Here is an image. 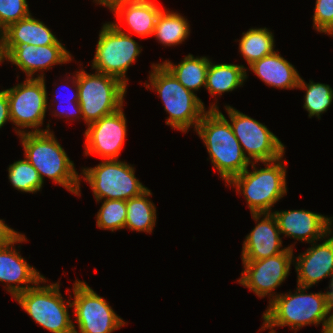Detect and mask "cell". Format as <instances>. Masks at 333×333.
I'll return each mask as SVG.
<instances>
[{
	"label": "cell",
	"instance_id": "cell-1",
	"mask_svg": "<svg viewBox=\"0 0 333 333\" xmlns=\"http://www.w3.org/2000/svg\"><path fill=\"white\" fill-rule=\"evenodd\" d=\"M306 289L309 287L297 285L294 294H275L276 297L269 302L267 310L263 313L261 331L270 329L269 333H276L274 327L283 326L297 331L305 325L322 323L321 333H328L331 315L328 312L327 293L320 291L306 294Z\"/></svg>",
	"mask_w": 333,
	"mask_h": 333
},
{
	"label": "cell",
	"instance_id": "cell-2",
	"mask_svg": "<svg viewBox=\"0 0 333 333\" xmlns=\"http://www.w3.org/2000/svg\"><path fill=\"white\" fill-rule=\"evenodd\" d=\"M218 107L216 103L209 107L198 123L196 132L207 148L213 169L228 183L246 170L251 162L244 155L230 122Z\"/></svg>",
	"mask_w": 333,
	"mask_h": 333
},
{
	"label": "cell",
	"instance_id": "cell-3",
	"mask_svg": "<svg viewBox=\"0 0 333 333\" xmlns=\"http://www.w3.org/2000/svg\"><path fill=\"white\" fill-rule=\"evenodd\" d=\"M25 158L35 167L44 183V176L80 195V176L53 131L19 134Z\"/></svg>",
	"mask_w": 333,
	"mask_h": 333
},
{
	"label": "cell",
	"instance_id": "cell-4",
	"mask_svg": "<svg viewBox=\"0 0 333 333\" xmlns=\"http://www.w3.org/2000/svg\"><path fill=\"white\" fill-rule=\"evenodd\" d=\"M152 69L149 83L152 90L159 94L164 109L169 114L166 124L184 133L191 126L196 130L206 112L204 103L194 92L186 89L162 63H153Z\"/></svg>",
	"mask_w": 333,
	"mask_h": 333
},
{
	"label": "cell",
	"instance_id": "cell-5",
	"mask_svg": "<svg viewBox=\"0 0 333 333\" xmlns=\"http://www.w3.org/2000/svg\"><path fill=\"white\" fill-rule=\"evenodd\" d=\"M282 158L261 162L266 167L260 169L255 165L258 162H251L252 172L247 168L227 183L244 195L251 214L271 213V207L287 193L286 166Z\"/></svg>",
	"mask_w": 333,
	"mask_h": 333
},
{
	"label": "cell",
	"instance_id": "cell-6",
	"mask_svg": "<svg viewBox=\"0 0 333 333\" xmlns=\"http://www.w3.org/2000/svg\"><path fill=\"white\" fill-rule=\"evenodd\" d=\"M77 71L79 105L87 126L122 108L126 87L120 79L97 72Z\"/></svg>",
	"mask_w": 333,
	"mask_h": 333
},
{
	"label": "cell",
	"instance_id": "cell-7",
	"mask_svg": "<svg viewBox=\"0 0 333 333\" xmlns=\"http://www.w3.org/2000/svg\"><path fill=\"white\" fill-rule=\"evenodd\" d=\"M47 282L44 277L40 282L14 299L28 315L41 327L52 333H74L73 321L70 319L68 307H72L71 299L64 301L59 290V283L40 286ZM67 303V304H65Z\"/></svg>",
	"mask_w": 333,
	"mask_h": 333
},
{
	"label": "cell",
	"instance_id": "cell-8",
	"mask_svg": "<svg viewBox=\"0 0 333 333\" xmlns=\"http://www.w3.org/2000/svg\"><path fill=\"white\" fill-rule=\"evenodd\" d=\"M135 168L118 159L102 160L95 167L83 168L81 175L89 183L96 201L124 200L140 196L148 188L135 177Z\"/></svg>",
	"mask_w": 333,
	"mask_h": 333
},
{
	"label": "cell",
	"instance_id": "cell-9",
	"mask_svg": "<svg viewBox=\"0 0 333 333\" xmlns=\"http://www.w3.org/2000/svg\"><path fill=\"white\" fill-rule=\"evenodd\" d=\"M115 22L103 24L96 45L92 69L128 83L126 72L136 61L142 47Z\"/></svg>",
	"mask_w": 333,
	"mask_h": 333
},
{
	"label": "cell",
	"instance_id": "cell-10",
	"mask_svg": "<svg viewBox=\"0 0 333 333\" xmlns=\"http://www.w3.org/2000/svg\"><path fill=\"white\" fill-rule=\"evenodd\" d=\"M44 73L35 78H26L23 83L5 89L9 100L10 119L18 130L17 135L27 132L25 128H33V132H45L50 130L40 129L45 118L48 106V95L45 85ZM25 130V131H24Z\"/></svg>",
	"mask_w": 333,
	"mask_h": 333
},
{
	"label": "cell",
	"instance_id": "cell-11",
	"mask_svg": "<svg viewBox=\"0 0 333 333\" xmlns=\"http://www.w3.org/2000/svg\"><path fill=\"white\" fill-rule=\"evenodd\" d=\"M225 109L234 135L250 162L274 161L284 156L285 146L265 125L229 105Z\"/></svg>",
	"mask_w": 333,
	"mask_h": 333
},
{
	"label": "cell",
	"instance_id": "cell-12",
	"mask_svg": "<svg viewBox=\"0 0 333 333\" xmlns=\"http://www.w3.org/2000/svg\"><path fill=\"white\" fill-rule=\"evenodd\" d=\"M75 321L80 333H112L125 325L108 302L89 287L86 282L76 280L73 285ZM74 333H79L73 323Z\"/></svg>",
	"mask_w": 333,
	"mask_h": 333
},
{
	"label": "cell",
	"instance_id": "cell-13",
	"mask_svg": "<svg viewBox=\"0 0 333 333\" xmlns=\"http://www.w3.org/2000/svg\"><path fill=\"white\" fill-rule=\"evenodd\" d=\"M293 246L275 256L261 260H242L243 271L237 280L242 286L253 291L259 298L270 296L273 300L274 290L285 281L290 272L293 259ZM272 297V298H271Z\"/></svg>",
	"mask_w": 333,
	"mask_h": 333
},
{
	"label": "cell",
	"instance_id": "cell-14",
	"mask_svg": "<svg viewBox=\"0 0 333 333\" xmlns=\"http://www.w3.org/2000/svg\"><path fill=\"white\" fill-rule=\"evenodd\" d=\"M123 107L88 125L85 130V155L96 154L103 160L118 159L126 138Z\"/></svg>",
	"mask_w": 333,
	"mask_h": 333
},
{
	"label": "cell",
	"instance_id": "cell-15",
	"mask_svg": "<svg viewBox=\"0 0 333 333\" xmlns=\"http://www.w3.org/2000/svg\"><path fill=\"white\" fill-rule=\"evenodd\" d=\"M6 60L18 66L27 78H34L38 71L49 70L53 65L72 61V56L63 44L44 46L4 45Z\"/></svg>",
	"mask_w": 333,
	"mask_h": 333
},
{
	"label": "cell",
	"instance_id": "cell-16",
	"mask_svg": "<svg viewBox=\"0 0 333 333\" xmlns=\"http://www.w3.org/2000/svg\"><path fill=\"white\" fill-rule=\"evenodd\" d=\"M281 234L312 243L326 239L332 229V218L307 210H282L272 212ZM320 239V240H319Z\"/></svg>",
	"mask_w": 333,
	"mask_h": 333
},
{
	"label": "cell",
	"instance_id": "cell-17",
	"mask_svg": "<svg viewBox=\"0 0 333 333\" xmlns=\"http://www.w3.org/2000/svg\"><path fill=\"white\" fill-rule=\"evenodd\" d=\"M24 241L27 238L21 233L10 244L0 248V282H6V290L11 293L12 298L33 287L29 284L36 285L44 278L14 248V244Z\"/></svg>",
	"mask_w": 333,
	"mask_h": 333
},
{
	"label": "cell",
	"instance_id": "cell-18",
	"mask_svg": "<svg viewBox=\"0 0 333 333\" xmlns=\"http://www.w3.org/2000/svg\"><path fill=\"white\" fill-rule=\"evenodd\" d=\"M263 218H262V217ZM258 224L246 236L242 246V260H261L284 252L281 232L276 218L271 213H252Z\"/></svg>",
	"mask_w": 333,
	"mask_h": 333
},
{
	"label": "cell",
	"instance_id": "cell-19",
	"mask_svg": "<svg viewBox=\"0 0 333 333\" xmlns=\"http://www.w3.org/2000/svg\"><path fill=\"white\" fill-rule=\"evenodd\" d=\"M332 233L331 231L327 234V240L321 244L312 242L311 247L306 252L300 253L295 258L296 260H293L297 262L294 264L297 271V285L311 288L322 279L331 277L333 273Z\"/></svg>",
	"mask_w": 333,
	"mask_h": 333
},
{
	"label": "cell",
	"instance_id": "cell-20",
	"mask_svg": "<svg viewBox=\"0 0 333 333\" xmlns=\"http://www.w3.org/2000/svg\"><path fill=\"white\" fill-rule=\"evenodd\" d=\"M162 10L163 8L159 7L155 0L122 2L111 9L119 22L125 21L130 29L124 33L129 34L133 31L143 38L153 35L157 18Z\"/></svg>",
	"mask_w": 333,
	"mask_h": 333
},
{
	"label": "cell",
	"instance_id": "cell-21",
	"mask_svg": "<svg viewBox=\"0 0 333 333\" xmlns=\"http://www.w3.org/2000/svg\"><path fill=\"white\" fill-rule=\"evenodd\" d=\"M249 67L268 86L280 89H294L298 87L299 73L278 51L264 56Z\"/></svg>",
	"mask_w": 333,
	"mask_h": 333
},
{
	"label": "cell",
	"instance_id": "cell-22",
	"mask_svg": "<svg viewBox=\"0 0 333 333\" xmlns=\"http://www.w3.org/2000/svg\"><path fill=\"white\" fill-rule=\"evenodd\" d=\"M4 45L44 46L62 44L51 30L30 14L28 17L10 24L3 32Z\"/></svg>",
	"mask_w": 333,
	"mask_h": 333
},
{
	"label": "cell",
	"instance_id": "cell-23",
	"mask_svg": "<svg viewBox=\"0 0 333 333\" xmlns=\"http://www.w3.org/2000/svg\"><path fill=\"white\" fill-rule=\"evenodd\" d=\"M208 57H194L188 54L177 65L165 60L162 64L176 77V79L188 90L195 92L206 86Z\"/></svg>",
	"mask_w": 333,
	"mask_h": 333
},
{
	"label": "cell",
	"instance_id": "cell-24",
	"mask_svg": "<svg viewBox=\"0 0 333 333\" xmlns=\"http://www.w3.org/2000/svg\"><path fill=\"white\" fill-rule=\"evenodd\" d=\"M247 78L246 67L235 64H213L210 61L206 77L205 88L211 94L222 95L242 86Z\"/></svg>",
	"mask_w": 333,
	"mask_h": 333
},
{
	"label": "cell",
	"instance_id": "cell-25",
	"mask_svg": "<svg viewBox=\"0 0 333 333\" xmlns=\"http://www.w3.org/2000/svg\"><path fill=\"white\" fill-rule=\"evenodd\" d=\"M152 195L147 189L140 196L126 201L125 228L138 232L151 233L156 225V207L148 198Z\"/></svg>",
	"mask_w": 333,
	"mask_h": 333
},
{
	"label": "cell",
	"instance_id": "cell-26",
	"mask_svg": "<svg viewBox=\"0 0 333 333\" xmlns=\"http://www.w3.org/2000/svg\"><path fill=\"white\" fill-rule=\"evenodd\" d=\"M190 34V25L179 13L162 10L157 18L153 35L164 46L181 44Z\"/></svg>",
	"mask_w": 333,
	"mask_h": 333
},
{
	"label": "cell",
	"instance_id": "cell-27",
	"mask_svg": "<svg viewBox=\"0 0 333 333\" xmlns=\"http://www.w3.org/2000/svg\"><path fill=\"white\" fill-rule=\"evenodd\" d=\"M242 34L239 51L249 66L275 51L273 33L266 27L251 28Z\"/></svg>",
	"mask_w": 333,
	"mask_h": 333
},
{
	"label": "cell",
	"instance_id": "cell-28",
	"mask_svg": "<svg viewBox=\"0 0 333 333\" xmlns=\"http://www.w3.org/2000/svg\"><path fill=\"white\" fill-rule=\"evenodd\" d=\"M297 88L306 91L303 108L308 111V116L310 118L316 116L320 119L321 114L326 112L332 104V88L327 84L314 83L311 80L307 84L301 77Z\"/></svg>",
	"mask_w": 333,
	"mask_h": 333
},
{
	"label": "cell",
	"instance_id": "cell-29",
	"mask_svg": "<svg viewBox=\"0 0 333 333\" xmlns=\"http://www.w3.org/2000/svg\"><path fill=\"white\" fill-rule=\"evenodd\" d=\"M8 177L12 186L21 192L36 193L43 186L39 173L26 158L9 165Z\"/></svg>",
	"mask_w": 333,
	"mask_h": 333
},
{
	"label": "cell",
	"instance_id": "cell-30",
	"mask_svg": "<svg viewBox=\"0 0 333 333\" xmlns=\"http://www.w3.org/2000/svg\"><path fill=\"white\" fill-rule=\"evenodd\" d=\"M126 201L124 200H104L97 212V227L100 229L115 231L125 228L126 225Z\"/></svg>",
	"mask_w": 333,
	"mask_h": 333
},
{
	"label": "cell",
	"instance_id": "cell-31",
	"mask_svg": "<svg viewBox=\"0 0 333 333\" xmlns=\"http://www.w3.org/2000/svg\"><path fill=\"white\" fill-rule=\"evenodd\" d=\"M30 14L27 0H0V27L3 30Z\"/></svg>",
	"mask_w": 333,
	"mask_h": 333
},
{
	"label": "cell",
	"instance_id": "cell-32",
	"mask_svg": "<svg viewBox=\"0 0 333 333\" xmlns=\"http://www.w3.org/2000/svg\"><path fill=\"white\" fill-rule=\"evenodd\" d=\"M313 27L320 33L333 31V0H316Z\"/></svg>",
	"mask_w": 333,
	"mask_h": 333
},
{
	"label": "cell",
	"instance_id": "cell-33",
	"mask_svg": "<svg viewBox=\"0 0 333 333\" xmlns=\"http://www.w3.org/2000/svg\"><path fill=\"white\" fill-rule=\"evenodd\" d=\"M72 81H73L72 82L73 86L75 87V91H74V94H72V97L70 96V99L69 100L67 99L68 100L67 104L69 103V105L71 107L69 108V110L67 109V112L64 109H62L61 111L58 112V109H56L55 112H53L55 116H58V115H59V117H62V116L65 117L66 116L67 118L69 117L71 119H73L74 117H76L78 119L81 118V117L83 118L82 111H81V106L79 105V102H78L79 101V90H78V83H77V72L73 76ZM56 96H58V95H56ZM59 102L60 103L58 104V106L61 104V101H59ZM64 103H65V101H64ZM56 111H57V113H56Z\"/></svg>",
	"mask_w": 333,
	"mask_h": 333
},
{
	"label": "cell",
	"instance_id": "cell-34",
	"mask_svg": "<svg viewBox=\"0 0 333 333\" xmlns=\"http://www.w3.org/2000/svg\"><path fill=\"white\" fill-rule=\"evenodd\" d=\"M21 233L13 230L4 223L3 219H0V248L10 244Z\"/></svg>",
	"mask_w": 333,
	"mask_h": 333
},
{
	"label": "cell",
	"instance_id": "cell-35",
	"mask_svg": "<svg viewBox=\"0 0 333 333\" xmlns=\"http://www.w3.org/2000/svg\"><path fill=\"white\" fill-rule=\"evenodd\" d=\"M10 119L9 100L5 90L0 91V129Z\"/></svg>",
	"mask_w": 333,
	"mask_h": 333
},
{
	"label": "cell",
	"instance_id": "cell-36",
	"mask_svg": "<svg viewBox=\"0 0 333 333\" xmlns=\"http://www.w3.org/2000/svg\"><path fill=\"white\" fill-rule=\"evenodd\" d=\"M329 291H326L327 293V305H328V312L330 315L333 313V273L330 278V283H329Z\"/></svg>",
	"mask_w": 333,
	"mask_h": 333
},
{
	"label": "cell",
	"instance_id": "cell-37",
	"mask_svg": "<svg viewBox=\"0 0 333 333\" xmlns=\"http://www.w3.org/2000/svg\"><path fill=\"white\" fill-rule=\"evenodd\" d=\"M97 4L104 5L105 7H108L109 10L113 9L117 4H120L122 2H129V1H136V0H93Z\"/></svg>",
	"mask_w": 333,
	"mask_h": 333
},
{
	"label": "cell",
	"instance_id": "cell-38",
	"mask_svg": "<svg viewBox=\"0 0 333 333\" xmlns=\"http://www.w3.org/2000/svg\"><path fill=\"white\" fill-rule=\"evenodd\" d=\"M6 60V53L4 50V34L0 32V63Z\"/></svg>",
	"mask_w": 333,
	"mask_h": 333
},
{
	"label": "cell",
	"instance_id": "cell-39",
	"mask_svg": "<svg viewBox=\"0 0 333 333\" xmlns=\"http://www.w3.org/2000/svg\"><path fill=\"white\" fill-rule=\"evenodd\" d=\"M328 333H333V313L331 314V323H330Z\"/></svg>",
	"mask_w": 333,
	"mask_h": 333
}]
</instances>
